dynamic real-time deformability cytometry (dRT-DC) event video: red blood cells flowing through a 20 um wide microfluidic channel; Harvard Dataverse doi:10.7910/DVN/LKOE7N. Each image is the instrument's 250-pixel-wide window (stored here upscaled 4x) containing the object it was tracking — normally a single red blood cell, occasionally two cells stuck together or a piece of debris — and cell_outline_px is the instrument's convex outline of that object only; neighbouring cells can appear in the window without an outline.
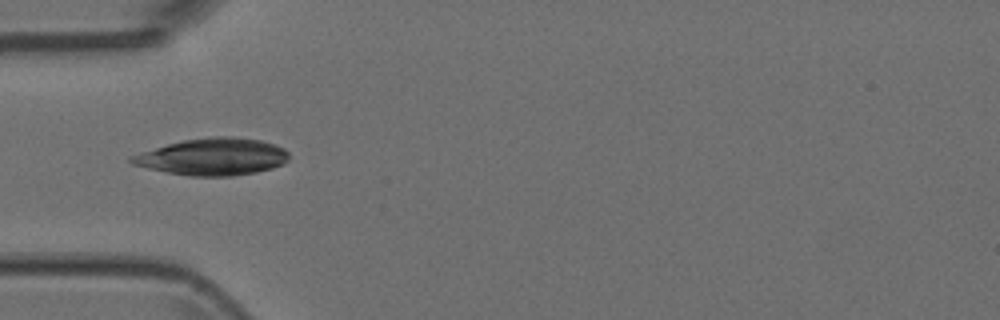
{"species": "Egyptian fruit bat (a non-hibernating species)", "species_latin": "Rousettus aegyptiacus", "temperature_condition": "room temperature", "stored_images_in_passage": 7, "camera_frame_rate_fps": 3000, "um_per_image_px": 0.085, "animal": {"sex": "female"}, "frame": {"image": 1, "passage_image": 4, "time_ms": 1.0, "image_size_px": [1000, 320], "cell_outline_px": [[288, 160], [284, 164], [272, 168], [256, 172], [232, 176], [188, 176], [148, 168], [132, 164], [128, 160], [128, 156], [168, 144], [184, 140], [212, 136], [232, 136], [260, 140], [276, 144], [284, 148], [288, 152]], "centroid_in_image_um": [18.1, 13.32], "position_along_channel_um": 66.9, "area_um2": 33.99}}
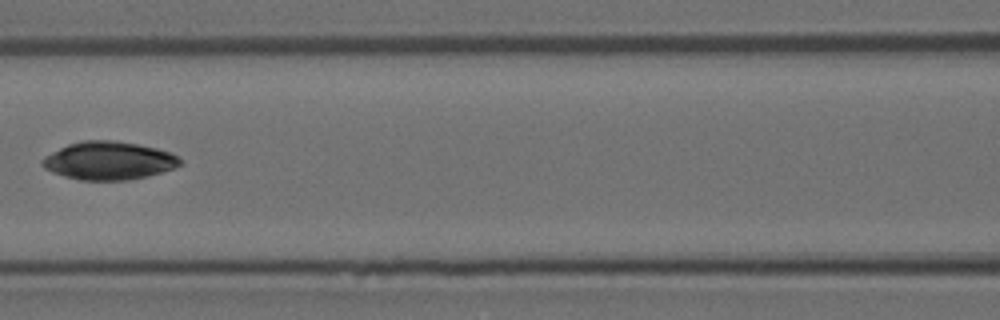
{"frame": {"image": 2, "passage_image": 6, "time_ms": 1.667, "image_size_px": [1000, 320], "cell_outline_px": [[184, 160], [180, 164], [172, 168], [160, 172], [128, 180], [80, 180], [64, 176], [52, 172], [44, 168], [40, 164], [40, 160], [44, 156], [68, 144], [84, 140], [116, 140], [156, 148], [168, 152]], "centroid_in_image_um": [9.19, 13.65], "position_along_channel_um": 157.4, "area_um2": 30.4}}
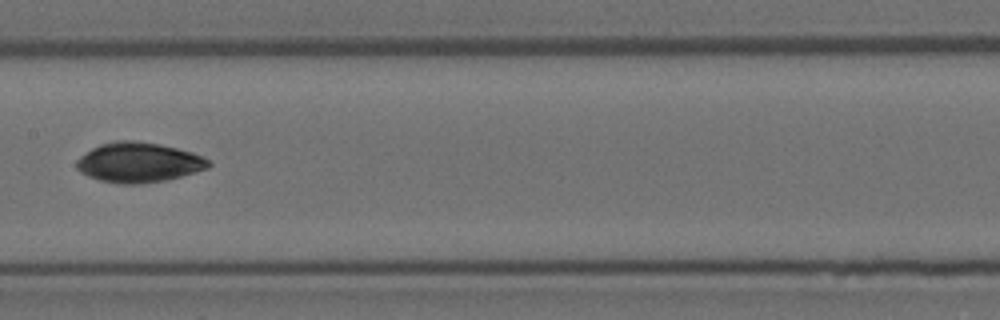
{"frame": {"image": 3, "passage_image": 7, "time_ms": 2.0, "image_size_px": [1000, 320], "cell_outline_px": [[212, 164], [208, 168], [180, 176], [164, 180], [136, 184], [120, 184], [100, 180], [88, 176], [80, 172], [76, 168], [76, 160], [80, 156], [92, 148], [100, 144], [116, 140], [136, 140], [160, 144], [192, 152], [208, 160]], "centroid_in_image_um": [11.75, 13.79], "position_along_channel_um": 195.7, "area_um2": 30.58}}